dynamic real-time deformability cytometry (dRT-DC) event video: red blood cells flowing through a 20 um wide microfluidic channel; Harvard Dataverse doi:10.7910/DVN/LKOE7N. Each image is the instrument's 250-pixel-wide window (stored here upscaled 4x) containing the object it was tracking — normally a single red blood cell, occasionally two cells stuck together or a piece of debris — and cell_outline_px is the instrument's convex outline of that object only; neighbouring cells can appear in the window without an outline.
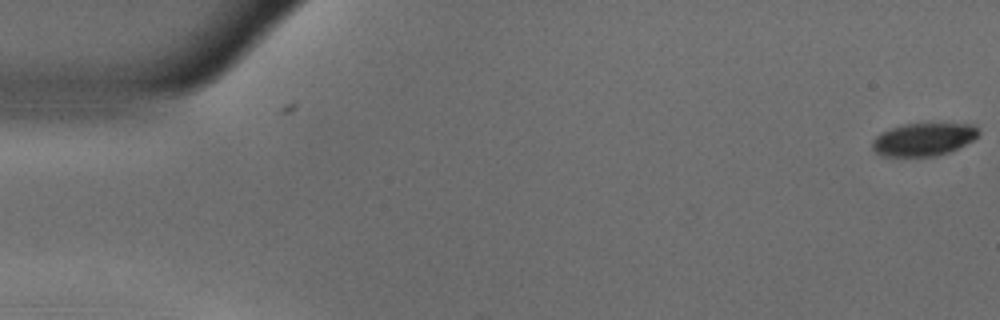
{"species": "common noctule bat (a hibernating species)", "species_latin": "Nyctalus noctula", "temperature_condition": "warm", "stored_images_in_passage": 4, "camera_frame_rate_fps": 3000, "um_per_image_px": 0.085, "animal": {"sex": "male", "body_mass_g": 18.8}, "frame": {"image": 1, "passage_image": 4, "time_ms": 1.0, "image_size_px": [1000, 320], "cell_outline_px": [[980, 132], [972, 140], [948, 152], [936, 156], [884, 156], [876, 152], [872, 148], [872, 140], [880, 132], [888, 128], [904, 124], [928, 120], [976, 124], [980, 128]], "centroid_in_image_um": [78.53, 11.77], "position_along_channel_um": 6.5, "area_um2": 21.33}}